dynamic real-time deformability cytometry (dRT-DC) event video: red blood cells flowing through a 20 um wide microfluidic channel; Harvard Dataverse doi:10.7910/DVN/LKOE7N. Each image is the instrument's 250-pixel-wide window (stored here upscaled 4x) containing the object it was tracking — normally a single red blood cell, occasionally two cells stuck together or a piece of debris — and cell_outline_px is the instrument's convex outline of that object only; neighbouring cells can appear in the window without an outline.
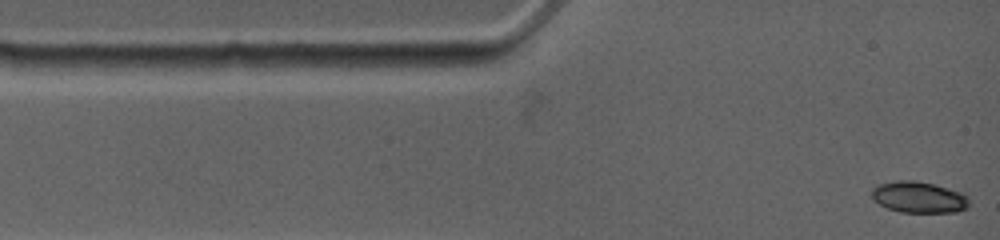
{"species": "common noctule bat (a hibernating species)", "species_latin": "Nyctalus noctula", "temperature_condition": "warm", "stored_images_in_passage": 2, "camera_frame_rate_fps": 4500, "um_per_image_px": 0.085, "animal": {"sex": "female", "body_mass_g": 19.0, "forearm_length_mm": 53.3}, "frame": {"image": 1, "passage_image": 2, "time_ms": 1.111, "image_size_px": [1000, 240], "cell_outline_px": [[968, 208], [956, 212], [900, 212], [888, 208], [872, 200], [872, 188], [880, 184], [896, 180], [916, 180], [948, 188], [960, 192], [968, 196]], "centroid_in_image_um": [78.09, 16.76], "position_along_channel_um": 6.9, "area_um2": 17.74}}